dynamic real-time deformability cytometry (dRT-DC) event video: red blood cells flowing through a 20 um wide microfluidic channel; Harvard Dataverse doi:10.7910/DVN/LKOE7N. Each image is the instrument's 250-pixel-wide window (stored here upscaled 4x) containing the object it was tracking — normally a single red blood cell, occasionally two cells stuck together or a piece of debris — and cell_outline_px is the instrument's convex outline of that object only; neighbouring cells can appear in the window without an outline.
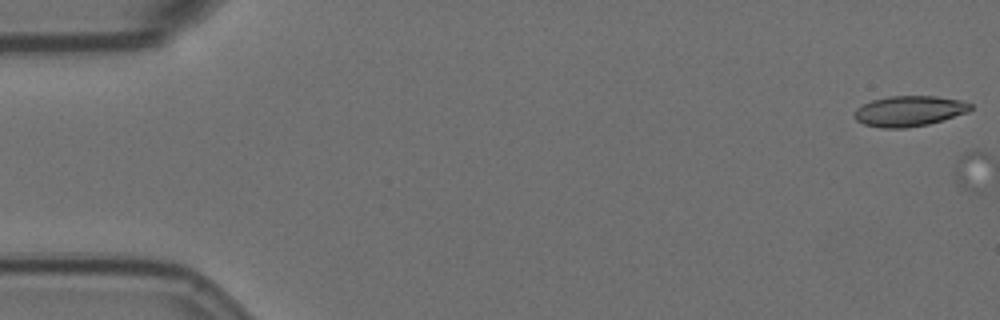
{"species": "Egyptian fruit bat (a non-hibernating species)", "species_latin": "Rousettus aegyptiacus", "temperature_condition": "room temperature", "stored_images_in_passage": 2, "camera_frame_rate_fps": 3000, "um_per_image_px": 0.085, "animal": {"sex": "female"}, "frame": {"image": 1, "passage_image": 1, "time_ms": 0.0, "image_size_px": [1000, 320], "cell_outline_px": [[972, 108], [968, 112], [928, 124], [904, 128], [880, 128], [864, 124], [856, 120], [852, 116], [856, 108], [872, 100], [888, 96], [936, 96], [960, 100], [972, 104]], "centroid_in_image_um": [77.25, 9.44], "position_along_channel_um": 7.7, "area_um2": 20.63}}